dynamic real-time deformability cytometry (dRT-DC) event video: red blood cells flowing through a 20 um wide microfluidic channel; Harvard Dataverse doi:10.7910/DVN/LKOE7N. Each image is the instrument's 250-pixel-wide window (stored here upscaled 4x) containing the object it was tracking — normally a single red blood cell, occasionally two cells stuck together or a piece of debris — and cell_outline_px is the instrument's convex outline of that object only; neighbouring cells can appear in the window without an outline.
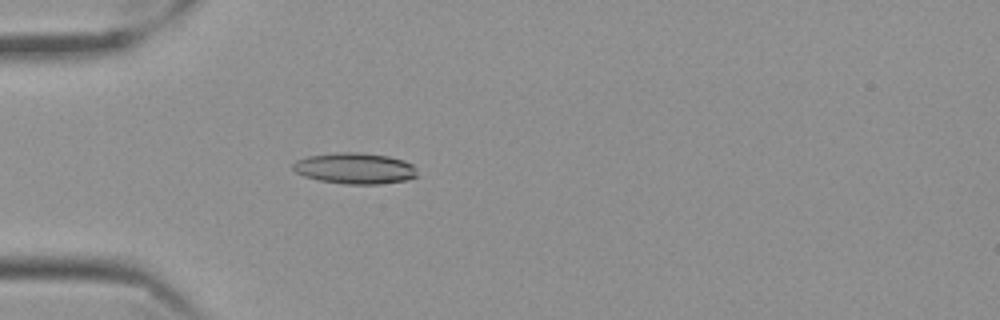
{"species": "Egyptian fruit bat (a non-hibernating species)", "species_latin": "Rousettus aegyptiacus", "temperature_condition": "cold", "stored_images_in_passage": 44, "camera_frame_rate_fps": 3000, "um_per_image_px": 0.085, "frame": {"image": 1, "passage_image": 4, "time_ms": 1.0, "image_size_px": [1000, 320], "cell_outline_px": [[420, 176], [408, 180], [380, 184], [344, 184], [320, 180], [304, 176], [296, 172], [292, 168], [292, 164], [296, 160], [308, 156], [336, 152], [360, 152], [388, 156], [404, 160], [412, 164], [416, 168]], "centroid_in_image_um": [30.21, 14.31], "position_along_channel_um": 54.8, "area_um2": 22.77}}
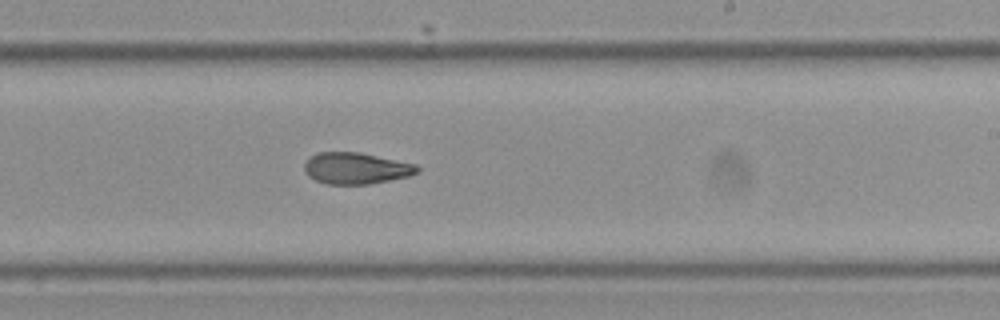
{"frame": {"image": 2, "passage_image": 22, "time_ms": 7.0, "image_size_px": [1000, 320], "cell_outline_px": [[420, 172], [408, 176], [368, 184], [328, 184], [316, 180], [308, 176], [304, 172], [304, 164], [312, 156], [320, 152], [360, 152], [416, 164], [420, 168]], "centroid_in_image_um": [30.27, 14.3], "position_along_channel_um": 258.7, "area_um2": 20.58}}
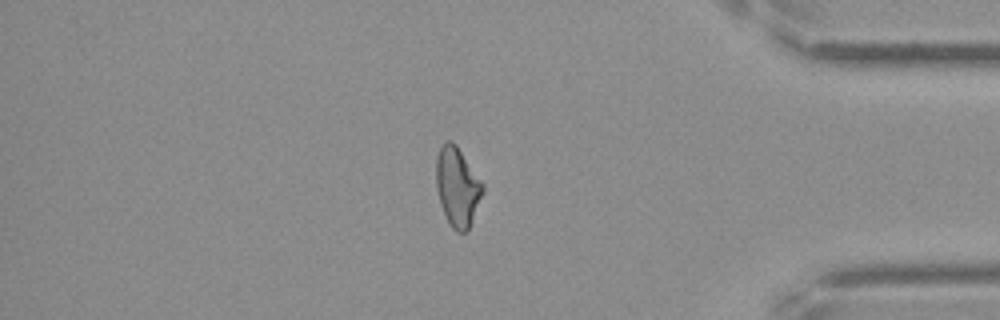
{"frame": {"image": 3, "passage_image": 36, "time_ms": 11.667, "image_size_px": [1000, 320], "cell_outline_px": [[484, 192], [468, 232], [456, 232], [452, 228], [440, 204], [436, 188], [436, 156], [440, 148], [448, 140], [452, 140], [456, 144], [484, 184]], "centroid_in_image_um": [38.89, 15.89], "position_along_channel_um": 396.3, "area_um2": 21.62}, "authors_computed_cell_mechanics": {"area_um2": 21.2126, "velocity_mm_per_s": 3.5373, "shape_relaxation_time_tau1_ms": null, "shape_relaxation_time_tau2_ms": 2.6939, "deformation_change_tau1": null, "deformation_change_tau2": 0.0872}}